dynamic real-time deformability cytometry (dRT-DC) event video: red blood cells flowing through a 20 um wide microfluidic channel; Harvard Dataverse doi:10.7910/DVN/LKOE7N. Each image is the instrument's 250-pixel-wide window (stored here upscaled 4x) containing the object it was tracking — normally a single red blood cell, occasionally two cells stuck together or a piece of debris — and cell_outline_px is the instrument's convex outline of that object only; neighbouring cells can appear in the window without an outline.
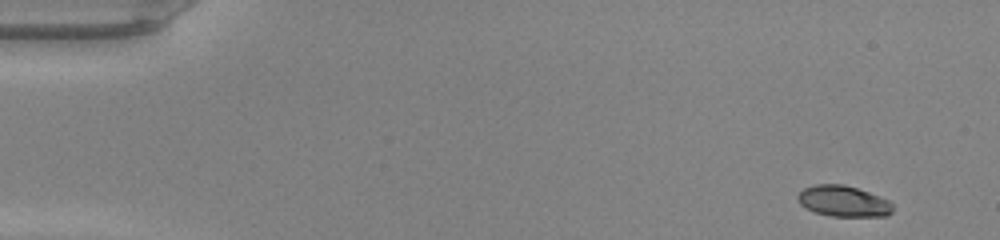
{"species": "common noctule bat (a hibernating species)", "species_latin": "Nyctalus noctula", "temperature_condition": "warm", "stored_images_in_passage": 46, "camera_frame_rate_fps": 3000, "um_per_image_px": 0.085, "animal": {"sex": "male", "body_mass_g": 20.0, "forearm_length_mm": 53.3}, "frame": {"image": 1, "passage_image": 1, "time_ms": 0.0, "image_size_px": [1000, 240], "cell_outline_px": [[892, 212], [884, 216], [828, 216], [804, 208], [800, 204], [796, 196], [804, 188], [816, 184], [844, 184], [880, 196], [888, 200], [892, 204]], "centroid_in_image_um": [71.66, 17.1], "position_along_channel_um": 13.3, "area_um2": 17.11}}
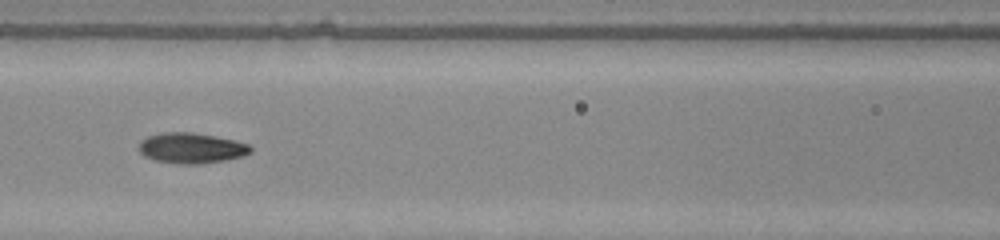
{"frame": {"image": 2, "passage_image": 20, "time_ms": 6.333, "image_size_px": [1000, 240], "cell_outline_px": [[252, 152], [244, 156], [224, 160], [200, 164], [176, 164], [156, 160], [144, 156], [140, 152], [140, 140], [148, 136], [164, 132], [192, 132], [216, 136], [236, 140], [248, 144], [252, 148]], "centroid_in_image_um": [16.29, 12.58], "position_along_channel_um": 150.3, "area_um2": 19.94}}
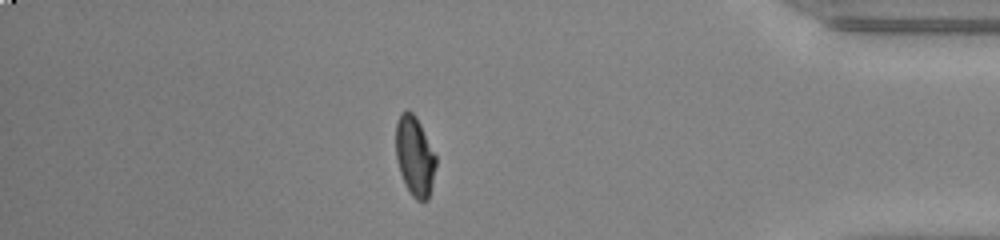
{"frame": {"image": 3, "passage_image": 40, "time_ms": 13.0, "image_size_px": [1000, 240], "cell_outline_px": [[436, 164], [432, 184], [428, 200], [416, 200], [412, 196], [404, 184], [396, 160], [396, 124], [400, 112], [408, 108], [416, 116], [436, 156]], "centroid_in_image_um": [35.23, 13.26], "position_along_channel_um": 400.0, "area_um2": 18.67}, "authors_computed_cell_mechanics": {"area_um2": 18.6694, "velocity_mm_per_s": 4.2744, "shape_relaxation_time_tau1_ms": 6.2914, "shape_relaxation_time_tau2_ms": 1.0032, "deformation_change_tau1": 0.2299, "deformation_change_tau2": 0.0494}}